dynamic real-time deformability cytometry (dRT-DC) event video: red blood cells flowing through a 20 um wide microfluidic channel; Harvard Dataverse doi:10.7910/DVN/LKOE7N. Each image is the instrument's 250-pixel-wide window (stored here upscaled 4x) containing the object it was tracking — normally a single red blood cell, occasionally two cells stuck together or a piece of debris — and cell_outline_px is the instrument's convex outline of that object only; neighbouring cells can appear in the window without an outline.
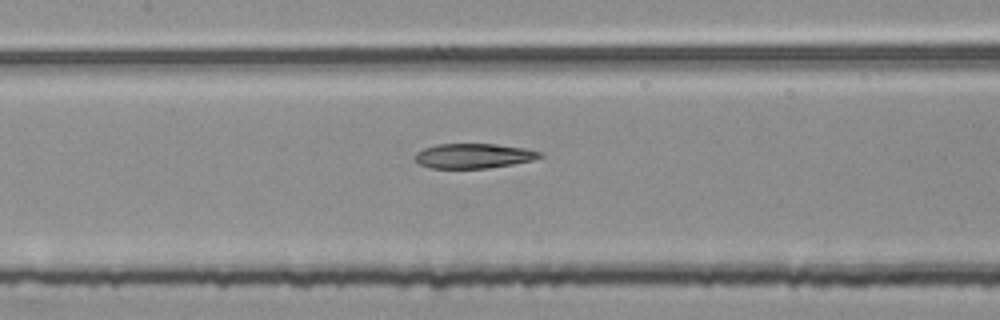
{"species": "common noctule bat (a hibernating species)", "species_latin": "Nyctalus noctula", "temperature_condition": "room temperature", "stored_images_in_passage": 52, "segment_of_instrument_passage": [2, 2], "camera_frame_rate_fps": 3000, "um_per_image_px": 0.085, "animal": {"sex": "female", "body_mass_g": 25.1}, "frame": {"image": 1, "passage_image": 23, "time_ms": 7.333, "image_size_px": [1000, 320], "cell_outline_px": [[544, 156], [532, 160], [512, 164], [488, 168], [432, 168], [420, 164], [412, 160], [416, 152], [424, 148], [436, 144], [496, 144], [524, 148], [540, 152]], "centroid_in_image_um": [40.21, 13.25], "position_along_channel_um": 167.2, "area_um2": 18.03}}
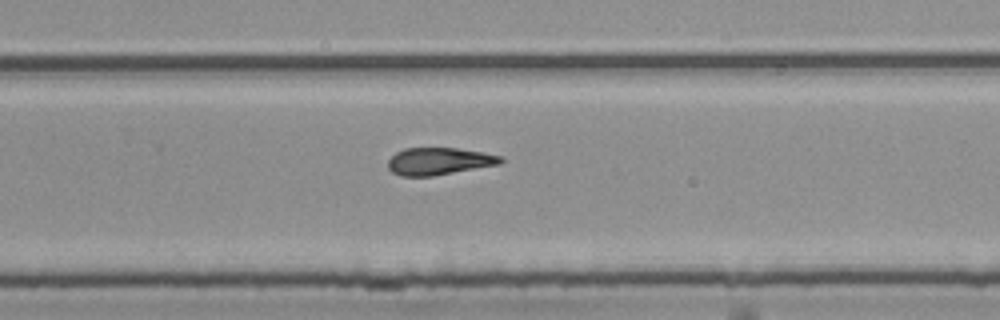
{"frame": {"image": 2, "passage_image": 33, "time_ms": 10.667, "image_size_px": [1000, 320], "cell_outline_px": [[504, 160], [500, 164], [432, 176], [400, 176], [392, 172], [388, 168], [388, 160], [396, 152], [404, 148], [456, 148], [484, 152], [504, 156]], "centroid_in_image_um": [37.33, 13.7], "position_along_channel_um": 292.5, "area_um2": 17.98}}
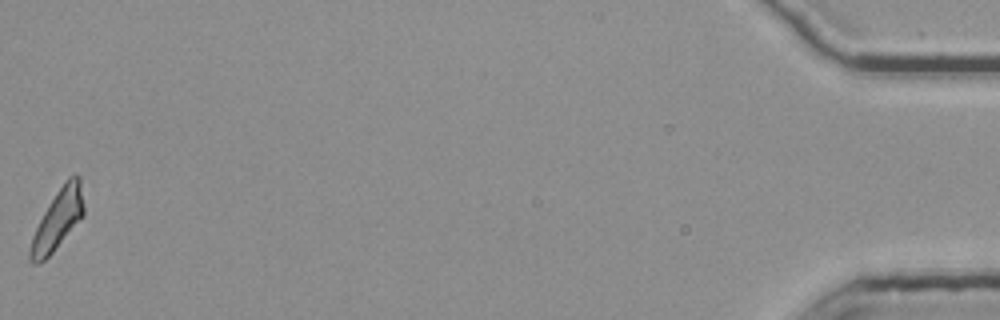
{"frame": {"image": 3, "passage_image": 52, "time_ms": 17.0, "image_size_px": [1000, 320], "cell_outline_px": [[84, 216], [52, 252], [40, 264], [32, 264], [28, 260], [28, 252], [32, 236], [44, 212], [56, 192], [64, 180], [68, 176], [76, 172], [80, 176], [84, 204]], "centroid_in_image_um": [4.91, 18.65], "position_along_channel_um": 430.3, "area_um2": 18.84}}